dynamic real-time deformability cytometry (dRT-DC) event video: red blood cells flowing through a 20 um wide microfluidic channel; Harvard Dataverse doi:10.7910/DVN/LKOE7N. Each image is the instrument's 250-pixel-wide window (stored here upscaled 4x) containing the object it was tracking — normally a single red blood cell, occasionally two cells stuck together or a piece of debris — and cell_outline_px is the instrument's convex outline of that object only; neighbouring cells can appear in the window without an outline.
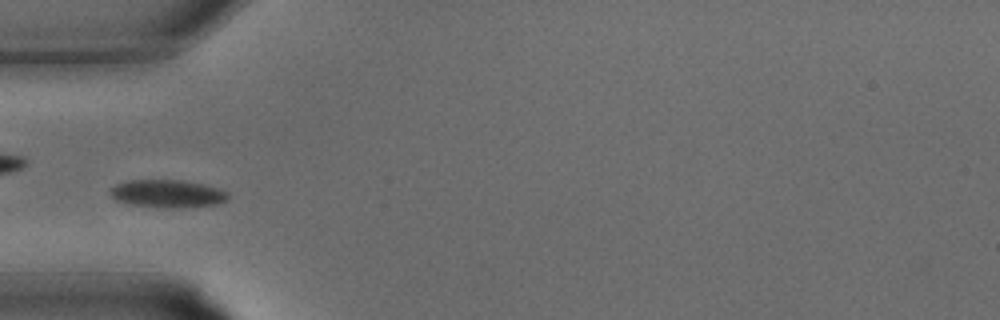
{"species": "common noctule bat (a hibernating species)", "species_latin": "Nyctalus noctula", "temperature_condition": "warm", "stored_images_in_passage": 24, "camera_frame_rate_fps": 3000, "um_per_image_px": 0.085, "animal": {"sex": "male", "body_mass_g": 15.6}, "frame": {"image": 1, "passage_image": 1, "time_ms": 0.0, "image_size_px": [1000, 320], "cell_outline_px": [[228, 200], [216, 204], [180, 208], [164, 208], [132, 204], [116, 200], [108, 192], [116, 184], [132, 180], [180, 180], [204, 184], [220, 188], [228, 192]], "centroid_in_image_um": [14.27, 16.46], "position_along_channel_um": 70.7, "area_um2": 19.07}}
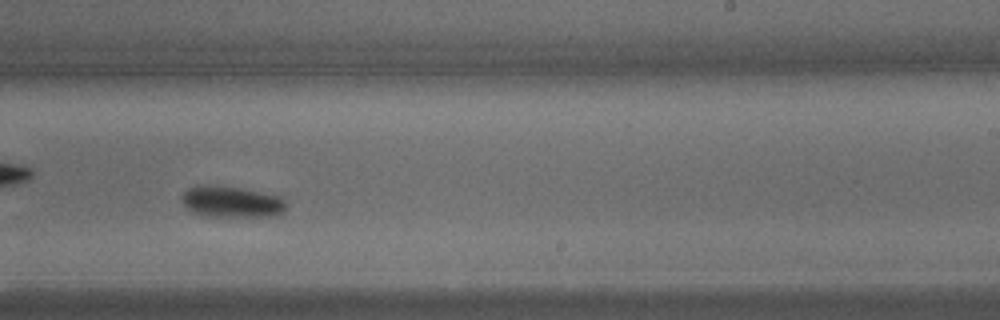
{"frame": {"image": 2, "passage_image": 11, "time_ms": 3.333, "image_size_px": [1000, 320], "cell_outline_px": [[288, 204], [280, 212], [272, 216], [208, 216], [196, 212], [188, 208], [180, 200], [180, 196], [188, 188], [196, 184], [240, 188], [276, 196], [284, 200]], "centroid_in_image_um": [19.62, 17.14], "position_along_channel_um": 269.4, "area_um2": 18.55}}
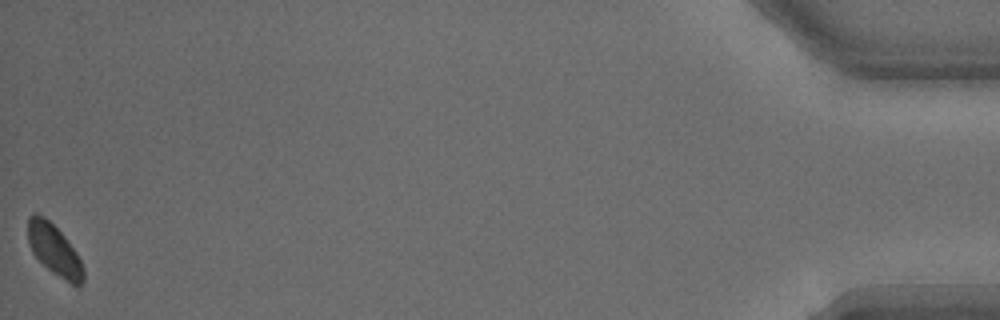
{"frame": {"image": 3, "passage_image": 24, "time_ms": 7.667, "image_size_px": [1000, 320], "cell_outline_px": [[84, 280], [76, 288], [52, 272], [32, 252], [28, 240], [28, 216], [36, 212], [44, 216], [64, 236], [76, 252], [84, 268]], "centroid_in_image_um": [4.63, 21.26], "position_along_channel_um": 430.6, "area_um2": 16.36}}